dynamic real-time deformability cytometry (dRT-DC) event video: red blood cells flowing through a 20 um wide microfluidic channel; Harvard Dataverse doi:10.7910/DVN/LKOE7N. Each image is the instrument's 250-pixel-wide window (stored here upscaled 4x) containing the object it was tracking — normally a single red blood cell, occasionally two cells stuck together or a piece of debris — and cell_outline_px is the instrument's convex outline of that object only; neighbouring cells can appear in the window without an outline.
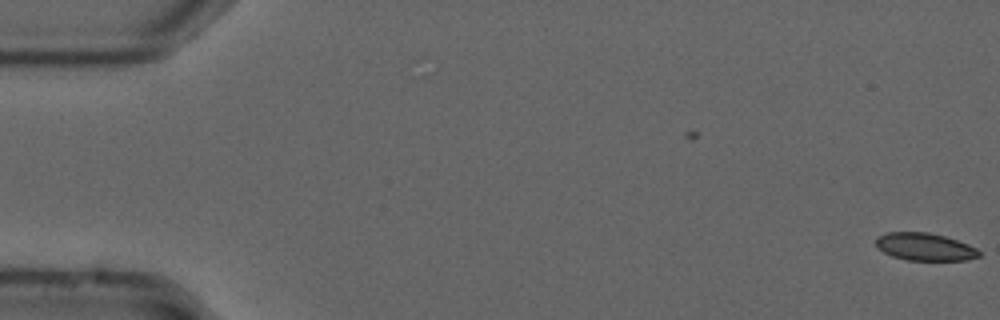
{"species": "common noctule bat (a hibernating species)", "species_latin": "Nyctalus noctula", "temperature_condition": "cold", "stored_images_in_passage": 2, "camera_frame_rate_fps": 3000, "um_per_image_px": 0.085, "animal": {"sex": "male", "forearm_length_mm": 52.5}, "frame": {"image": 1, "passage_image": 2, "time_ms": 0.333, "image_size_px": [1000, 320], "cell_outline_px": [[980, 256], [968, 260], [908, 260], [892, 256], [876, 248], [876, 240], [880, 236], [888, 232], [928, 232], [944, 236], [968, 244], [976, 248], [980, 252]], "centroid_in_image_um": [78.62, 20.98], "position_along_channel_um": 6.4, "area_um2": 16.47}}